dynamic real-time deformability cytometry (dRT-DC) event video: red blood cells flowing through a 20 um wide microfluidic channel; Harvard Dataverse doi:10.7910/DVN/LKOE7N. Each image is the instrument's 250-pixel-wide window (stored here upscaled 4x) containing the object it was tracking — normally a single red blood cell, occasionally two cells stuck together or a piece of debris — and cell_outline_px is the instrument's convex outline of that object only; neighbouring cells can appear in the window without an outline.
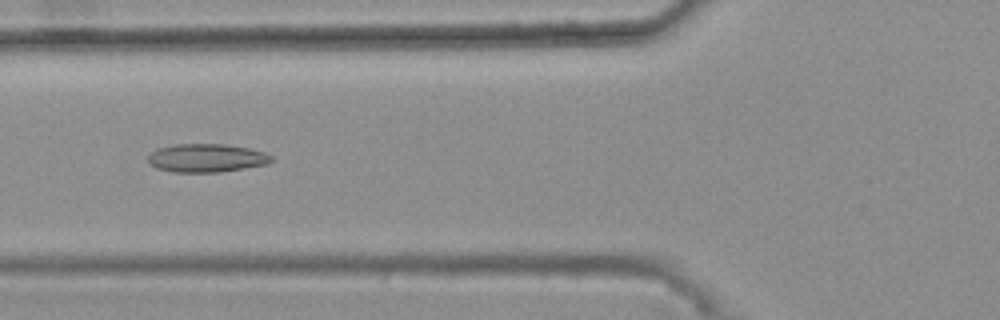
{"species": "common noctule bat (a hibernating species)", "species_latin": "Nyctalus noctula", "temperature_condition": "warm", "stored_images_in_passage": 47, "camera_frame_rate_fps": 3000, "um_per_image_px": 0.085, "animal": {"sex": "female", "body_mass_g": 25.1}, "frame": {"image": 1, "passage_image": 20, "time_ms": 6.333, "image_size_px": [1000, 320], "cell_outline_px": [[272, 160], [268, 164], [220, 172], [172, 172], [156, 168], [148, 164], [148, 156], [152, 152], [160, 148], [176, 144], [228, 144], [248, 148], [264, 152], [272, 156]], "centroid_in_image_um": [17.55, 13.43], "position_along_channel_um": 108.3, "area_um2": 20.4}}
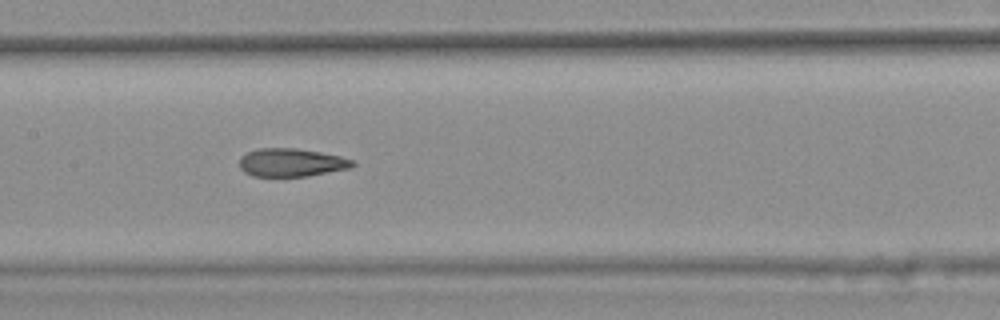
{"frame": {"image": 2, "passage_image": 26, "time_ms": 8.333, "image_size_px": [1000, 320], "cell_outline_px": [[356, 164], [352, 168], [308, 176], [252, 176], [244, 172], [240, 168], [240, 156], [248, 152], [260, 148], [296, 148], [320, 152], [340, 156], [356, 160]], "centroid_in_image_um": [24.8, 13.81], "position_along_channel_um": 182.6, "area_um2": 18.73}}
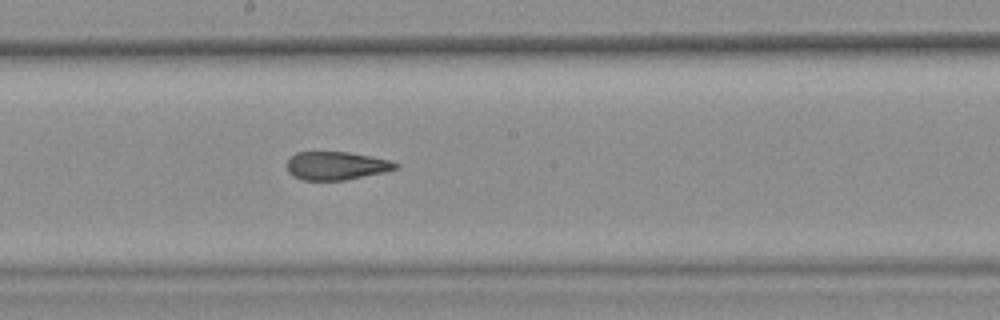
{"frame": {"image": 3, "passage_image": 29, "time_ms": 9.333, "image_size_px": [1000, 320], "cell_outline_px": [[400, 168], [384, 172], [344, 180], [304, 180], [288, 172], [284, 164], [296, 152], [348, 152], [392, 160], [400, 164]], "centroid_in_image_um": [28.61, 14.08], "position_along_channel_um": 219.6, "area_um2": 17.98}, "authors_computed_cell_mechanics": {"area_um2": 19.1896, "velocity_mm_per_s": 3.7079, "shape_relaxation_time_tau1_ms": null, "shape_relaxation_time_tau2_ms": 2.0275, "deformation_change_tau1": null, "deformation_change_tau2": 0.0931}}